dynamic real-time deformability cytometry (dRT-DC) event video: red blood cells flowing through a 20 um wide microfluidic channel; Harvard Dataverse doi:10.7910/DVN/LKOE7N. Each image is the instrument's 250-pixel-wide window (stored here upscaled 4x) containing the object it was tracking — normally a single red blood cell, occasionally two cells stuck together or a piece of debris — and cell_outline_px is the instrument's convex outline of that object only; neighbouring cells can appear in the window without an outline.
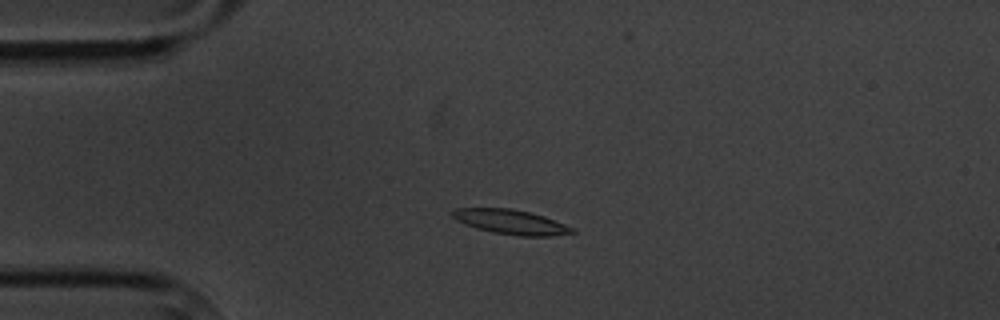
{"species": "common noctule bat (a hibernating species)", "species_latin": "Nyctalus noctula", "temperature_condition": "cold", "stored_images_in_passage": 5, "camera_frame_rate_fps": 3000, "um_per_image_px": 0.085, "animal": {"sex": "male", "body_mass_g": 20.1, "forearm_length_mm": 53.5}, "frame": {"image": 1, "passage_image": 4, "time_ms": 3.667, "image_size_px": [1000, 320], "cell_outline_px": [[576, 232], [552, 236], [520, 236], [492, 232], [476, 228], [464, 224], [456, 220], [452, 216], [452, 212], [456, 208], [512, 208], [544, 216], [576, 228]], "centroid_in_image_um": [43.45, 18.87], "position_along_channel_um": 41.6, "area_um2": 17.22}}